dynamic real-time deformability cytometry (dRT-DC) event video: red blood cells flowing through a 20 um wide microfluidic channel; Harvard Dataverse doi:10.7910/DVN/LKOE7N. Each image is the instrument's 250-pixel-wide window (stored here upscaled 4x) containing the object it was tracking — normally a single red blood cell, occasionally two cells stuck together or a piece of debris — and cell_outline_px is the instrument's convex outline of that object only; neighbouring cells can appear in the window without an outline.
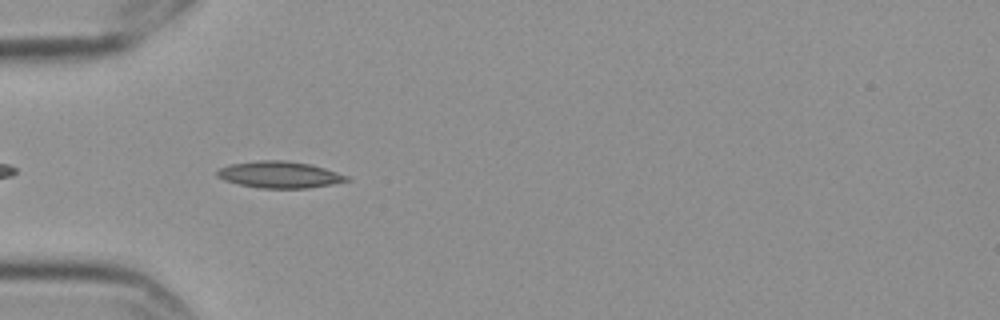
{"species": "Egyptian fruit bat (a non-hibernating species)", "species_latin": "Rousettus aegyptiacus", "temperature_condition": "cold", "stored_images_in_passage": 9, "camera_frame_rate_fps": 3000, "um_per_image_px": 0.085, "frame": {"image": 1, "passage_image": 4, "time_ms": 1.0, "image_size_px": [1000, 320], "cell_outline_px": [[352, 180], [332, 184], [308, 188], [260, 188], [240, 184], [224, 180], [216, 176], [216, 172], [220, 168], [228, 164], [256, 160], [284, 160], [312, 164], [348, 176]], "centroid_in_image_um": [23.75, 14.84], "position_along_channel_um": 61.2, "area_um2": 20.17}}
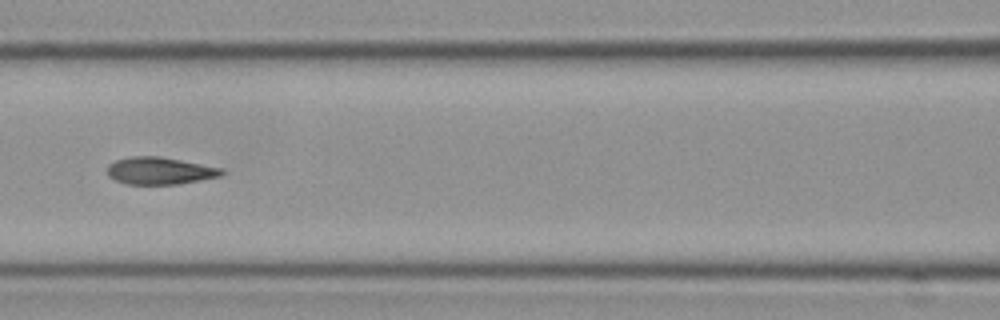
{"frame": {"image": 2, "passage_image": 6, "time_ms": 1.667, "image_size_px": [1000, 320], "cell_outline_px": [[224, 172], [220, 176], [180, 184], [124, 184], [108, 176], [108, 164], [116, 160], [132, 156], [160, 156], [224, 168]], "centroid_in_image_um": [13.59, 14.51], "position_along_channel_um": 153.0, "area_um2": 18.21}}
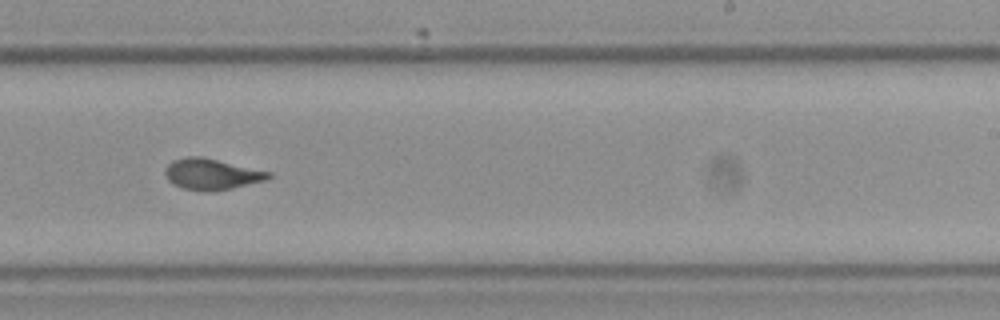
{"frame": {"image": 3, "passage_image": 9, "time_ms": 2.667, "image_size_px": [1000, 320], "cell_outline_px": [[272, 176], [268, 180], [232, 188], [208, 192], [204, 192], [184, 188], [172, 184], [168, 180], [164, 172], [168, 164], [172, 160], [188, 156], [200, 156], [272, 172]], "centroid_in_image_um": [18.0, 14.81], "position_along_channel_um": 271.0, "area_um2": 18.79}}